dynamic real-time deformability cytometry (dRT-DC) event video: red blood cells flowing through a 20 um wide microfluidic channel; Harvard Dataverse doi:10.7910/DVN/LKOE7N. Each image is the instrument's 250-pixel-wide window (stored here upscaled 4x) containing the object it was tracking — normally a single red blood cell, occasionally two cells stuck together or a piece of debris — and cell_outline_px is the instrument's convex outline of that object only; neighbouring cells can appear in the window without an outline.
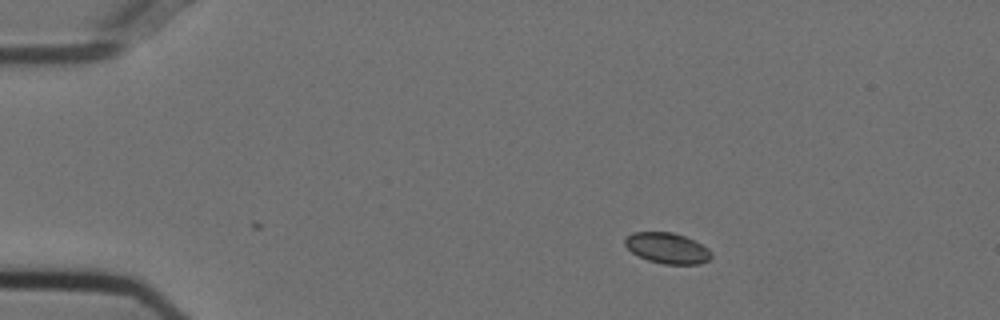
{"species": "Egyptian fruit bat (a non-hibernating species)", "species_latin": "Rousettus aegyptiacus", "temperature_condition": "cold", "stored_images_in_passage": 36, "camera_frame_rate_fps": 3000, "um_per_image_px": 0.085, "animal": {"sex": "female"}, "frame": {"image": 1, "passage_image": 1, "time_ms": 0.0, "image_size_px": [1000, 320], "cell_outline_px": [[712, 256], [708, 260], [700, 264], [664, 264], [648, 260], [632, 252], [624, 244], [624, 236], [632, 232], [672, 232], [684, 236], [708, 248], [712, 252]], "centroid_in_image_um": [56.69, 21.08], "position_along_channel_um": 28.3, "area_um2": 15.43}}
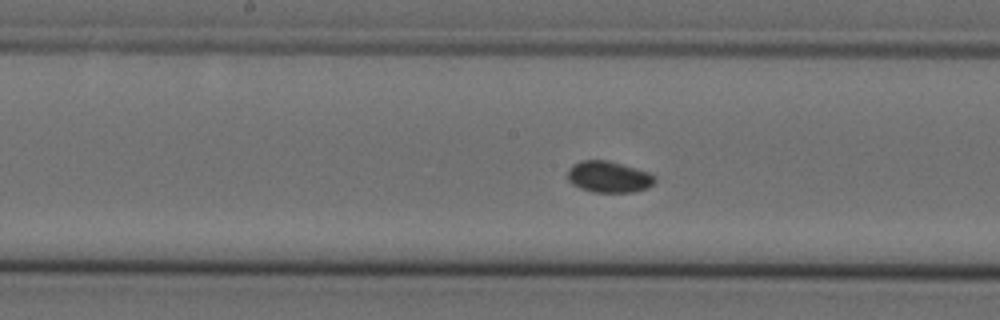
{"frame": {"image": 2, "passage_image": 20, "time_ms": 6.333, "image_size_px": [1000, 320], "cell_outline_px": [[656, 180], [648, 188], [632, 192], [592, 192], [580, 188], [572, 184], [568, 180], [568, 168], [572, 164], [580, 160], [608, 160], [648, 172], [656, 176]], "centroid_in_image_um": [51.72, 15.03], "position_along_channel_um": 196.5, "area_um2": 16.01}}
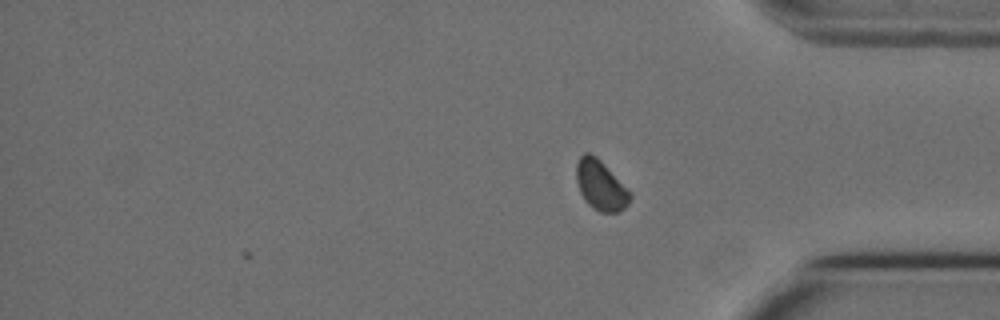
{"frame": {"image": 3, "passage_image": 36, "time_ms": 11.667, "image_size_px": [1000, 320], "cell_outline_px": [[632, 196], [628, 204], [620, 212], [600, 212], [592, 208], [584, 200], [580, 192], [576, 180], [576, 164], [580, 156], [584, 152], [588, 152], [596, 156], [632, 192]], "centroid_in_image_um": [51.06, 15.76], "position_along_channel_um": 384.1, "area_um2": 15.78}, "authors_computed_cell_mechanics": {"area_um2": 15.8083, "velocity_mm_per_s": 3.7061, "shape_relaxation_time_tau1_ms": null, "shape_relaxation_time_tau2_ms": 3.6125, "deformation_change_tau1": null, "deformation_change_tau2": 0.0418}}